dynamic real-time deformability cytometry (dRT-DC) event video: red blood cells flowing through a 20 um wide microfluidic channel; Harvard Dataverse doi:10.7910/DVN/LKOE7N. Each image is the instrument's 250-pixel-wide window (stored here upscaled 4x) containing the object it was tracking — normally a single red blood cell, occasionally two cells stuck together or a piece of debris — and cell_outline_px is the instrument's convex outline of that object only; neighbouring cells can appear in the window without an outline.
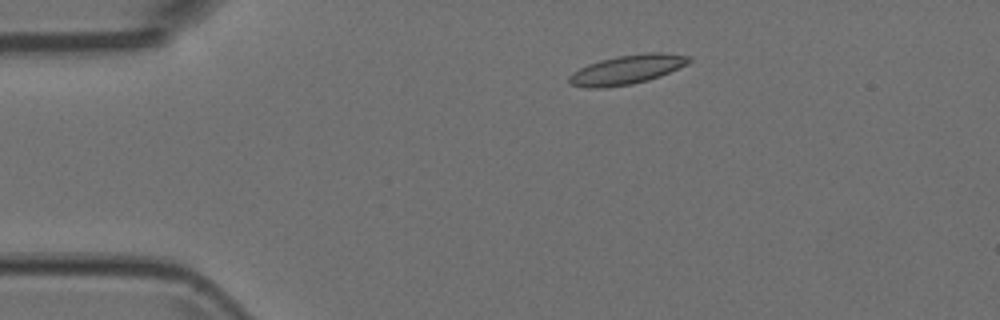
{"species": "Egyptian fruit bat (a non-hibernating species)", "species_latin": "Rousettus aegyptiacus", "temperature_condition": "room temperature", "stored_images_in_passage": 5, "camera_frame_rate_fps": 3000, "um_per_image_px": 0.085, "animal": {"sex": "female"}, "frame": {"image": 1, "passage_image": 3, "time_ms": 0.667, "image_size_px": [1000, 320], "cell_outline_px": [[692, 60], [688, 64], [660, 76], [648, 80], [632, 84], [604, 88], [584, 88], [568, 84], [568, 76], [580, 68], [588, 64], [600, 60], [616, 56], [648, 52], [660, 52], [692, 56]], "centroid_in_image_um": [53.29, 5.92], "position_along_channel_um": 31.7, "area_um2": 20.63}}